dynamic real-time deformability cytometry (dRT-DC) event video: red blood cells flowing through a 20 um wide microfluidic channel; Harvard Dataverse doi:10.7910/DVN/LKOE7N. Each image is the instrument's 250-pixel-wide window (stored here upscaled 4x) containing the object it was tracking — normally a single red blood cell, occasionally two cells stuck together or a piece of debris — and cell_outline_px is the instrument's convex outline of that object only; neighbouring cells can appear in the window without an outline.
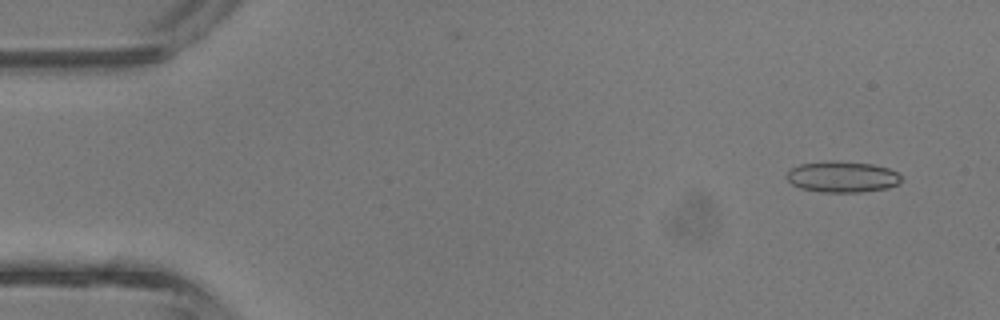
{"species": "common noctule bat (a hibernating species)", "species_latin": "Nyctalus noctula", "temperature_condition": "room temperature", "stored_images_in_passage": 42, "camera_frame_rate_fps": 3000, "um_per_image_px": 0.085, "animal": {"sex": "male", "body_mass_g": 13.3}, "frame": {"image": 1, "passage_image": 3, "time_ms": 0.667, "image_size_px": [1000, 320], "cell_outline_px": [[900, 180], [896, 184], [888, 188], [860, 192], [820, 192], [800, 188], [792, 184], [784, 176], [792, 168], [800, 164], [872, 164], [888, 168], [896, 172], [900, 176]], "centroid_in_image_um": [71.58, 15.09], "position_along_channel_um": 13.4, "area_um2": 19.65}}
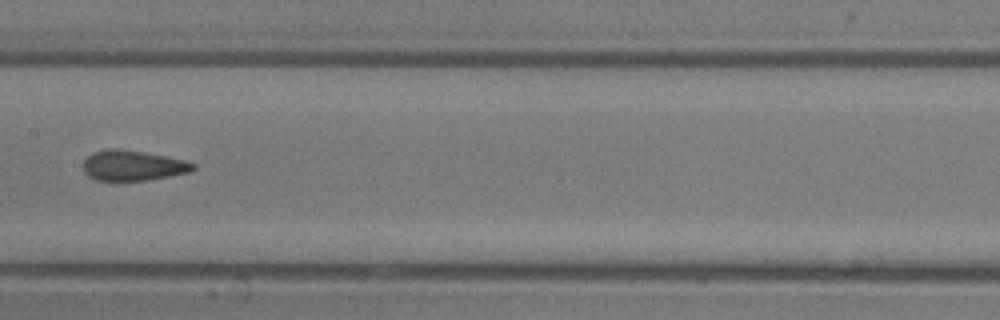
{"frame": {"image": 2, "passage_image": 21, "time_ms": 6.667, "image_size_px": [1000, 320], "cell_outline_px": [[196, 168], [188, 172], [148, 180], [96, 180], [88, 176], [84, 172], [84, 160], [92, 152], [108, 148], [116, 148], [144, 152], [188, 160], [196, 164]], "centroid_in_image_um": [11.3, 14.05], "position_along_channel_um": 196.1, "area_um2": 19.42}}
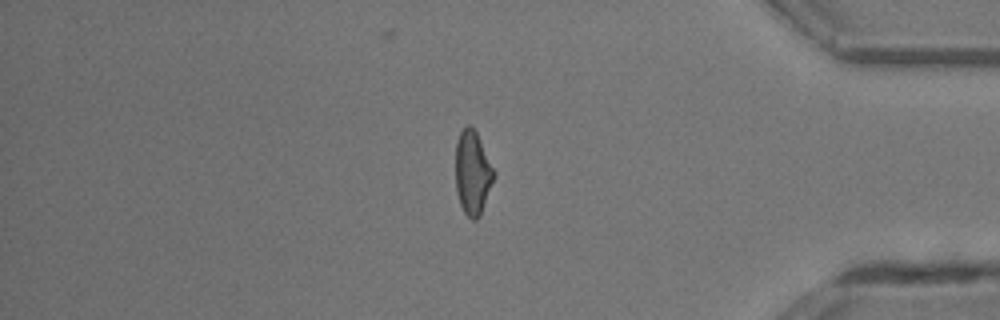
{"frame": {"image": 3, "passage_image": 35, "time_ms": 11.333, "image_size_px": [1000, 320], "cell_outline_px": [[496, 176], [480, 216], [476, 220], [472, 220], [464, 212], [460, 204], [456, 192], [456, 140], [460, 132], [468, 124], [472, 124], [496, 172]], "centroid_in_image_um": [40.18, 14.69], "position_along_channel_um": 395.0, "area_um2": 18.96}, "authors_computed_cell_mechanics": {"area_um2": 19.4786, "velocity_mm_per_s": 4.948, "shape_relaxation_time_tau1_ms": 8.2768, "shape_relaxation_time_tau2_ms": 1.0327, "deformation_change_tau1": 0.2019, "deformation_change_tau2": 0.0764}}